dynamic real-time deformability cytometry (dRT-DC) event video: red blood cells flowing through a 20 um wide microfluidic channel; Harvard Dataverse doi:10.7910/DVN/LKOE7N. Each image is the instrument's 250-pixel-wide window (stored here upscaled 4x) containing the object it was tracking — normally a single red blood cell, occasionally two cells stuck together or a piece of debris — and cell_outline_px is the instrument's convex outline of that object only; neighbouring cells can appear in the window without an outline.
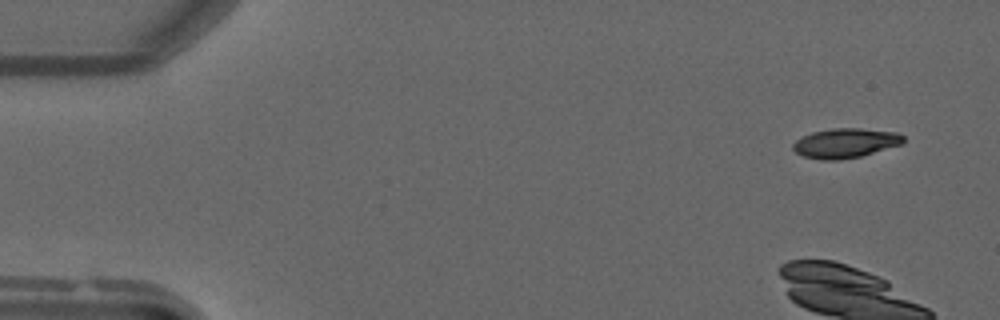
{"species": "common noctule bat (a hibernating species)", "species_latin": "Nyctalus noctula", "temperature_condition": "warm", "stored_images_in_passage": 15, "camera_frame_rate_fps": 3000, "um_per_image_px": 0.085, "animal": {"sex": "male", "forearm_length_mm": 52.5}, "frame": {"image": 1, "passage_image": 1, "time_ms": 0.0, "image_size_px": [1000, 320], "cell_outline_px": [[904, 140], [900, 144], [860, 156], [840, 160], [820, 160], [804, 156], [796, 152], [792, 148], [792, 144], [796, 140], [812, 132], [832, 128], [860, 128], [896, 132], [904, 136]], "centroid_in_image_um": [71.82, 12.16], "position_along_channel_um": 13.2, "area_um2": 18.84}}